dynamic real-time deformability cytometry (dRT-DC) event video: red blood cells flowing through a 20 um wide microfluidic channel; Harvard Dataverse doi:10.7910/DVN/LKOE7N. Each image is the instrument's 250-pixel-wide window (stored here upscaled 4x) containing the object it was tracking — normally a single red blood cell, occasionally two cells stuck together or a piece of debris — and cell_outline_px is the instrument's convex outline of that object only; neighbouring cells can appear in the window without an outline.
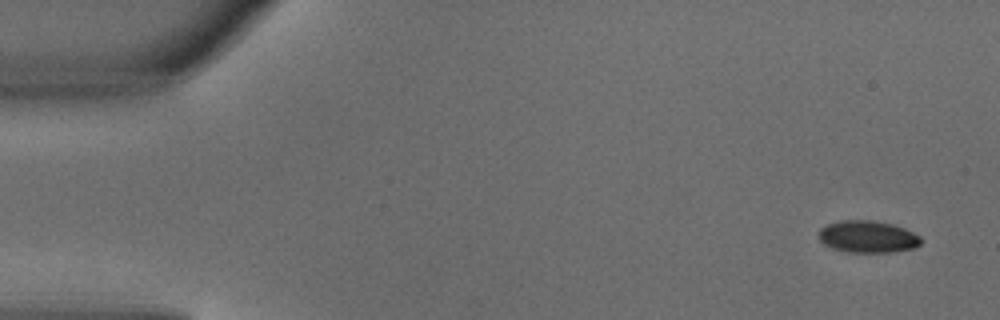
{"species": "common noctule bat (a hibernating species)", "species_latin": "Nyctalus noctula", "temperature_condition": "warm", "stored_images_in_passage": 3, "camera_frame_rate_fps": 3000, "um_per_image_px": 0.085, "animal": {"sex": "male", "body_mass_g": 18.8}, "frame": {"image": 1, "passage_image": 1, "time_ms": 0.0, "image_size_px": [1000, 320], "cell_outline_px": [[920, 244], [916, 248], [892, 252], [848, 252], [832, 248], [824, 244], [820, 240], [820, 228], [828, 224], [840, 220], [872, 220], [892, 224], [904, 228], [920, 236]], "centroid_in_image_um": [73.76, 20.12], "position_along_channel_um": 11.2, "area_um2": 19.02}}